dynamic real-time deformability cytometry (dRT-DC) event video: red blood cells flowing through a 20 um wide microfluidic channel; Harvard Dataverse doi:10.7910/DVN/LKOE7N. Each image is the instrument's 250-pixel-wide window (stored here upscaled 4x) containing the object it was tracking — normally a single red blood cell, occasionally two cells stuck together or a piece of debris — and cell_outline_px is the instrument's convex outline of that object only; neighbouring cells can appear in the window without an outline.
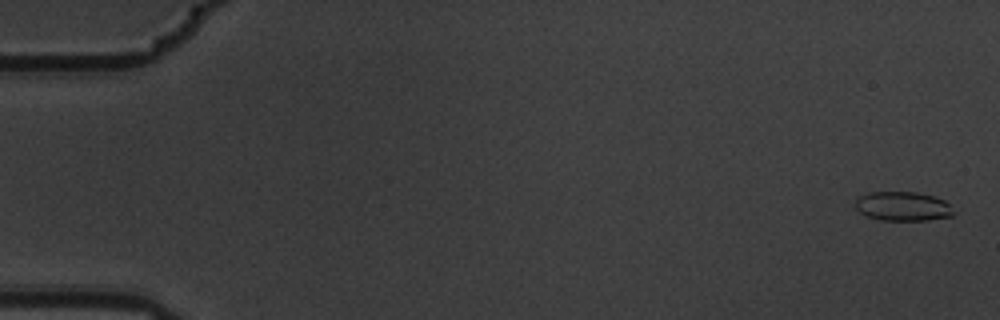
{"species": "common noctule bat (a hibernating species)", "species_latin": "Nyctalus noctula", "temperature_condition": "warm", "stored_images_in_passage": 7, "camera_frame_rate_fps": 3000, "um_per_image_px": 0.085, "animal": {"sex": "male", "body_mass_g": 19.5, "forearm_length_mm": 54.6}, "frame": {"image": 1, "passage_image": 1, "time_ms": 0.0, "image_size_px": [1000, 320], "cell_outline_px": [[956, 212], [952, 216], [928, 220], [880, 220], [868, 216], [860, 212], [856, 208], [856, 196], [868, 192], [916, 192], [936, 196], [944, 200]], "centroid_in_image_um": [76.75, 17.52], "position_along_channel_um": 8.3, "area_um2": 16.88}}
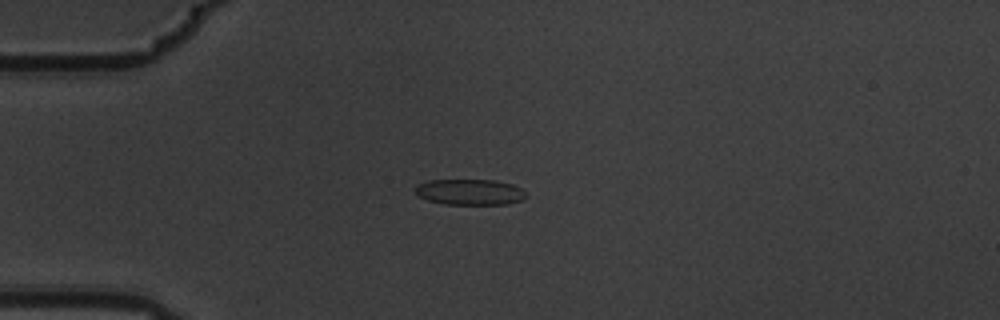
{"frame": {"image": 2, "passage_image": 5, "time_ms": 1.333, "image_size_px": [1000, 320], "cell_outline_px": [[528, 196], [520, 200], [508, 204], [444, 204], [428, 200], [420, 196], [416, 192], [416, 188], [420, 184], [428, 180], [492, 180], [512, 184], [520, 188]], "centroid_in_image_um": [39.96, 16.32], "position_along_channel_um": 45.0, "area_um2": 16.42}}
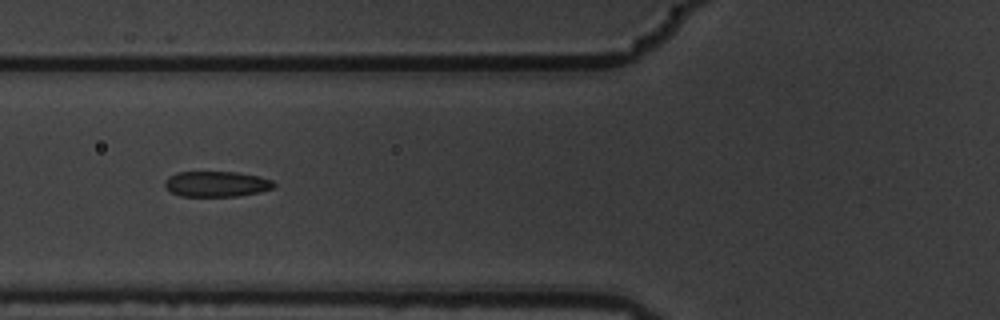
{"frame": {"image": 3, "passage_image": 7, "time_ms": 2.0, "image_size_px": [1000, 320], "cell_outline_px": [[276, 188], [260, 192], [236, 196], [180, 196], [172, 192], [164, 184], [164, 180], [168, 176], [176, 172], [236, 172], [260, 176], [272, 180], [276, 184]], "centroid_in_image_um": [18.43, 15.63], "position_along_channel_um": 107.4, "area_um2": 16.36}}